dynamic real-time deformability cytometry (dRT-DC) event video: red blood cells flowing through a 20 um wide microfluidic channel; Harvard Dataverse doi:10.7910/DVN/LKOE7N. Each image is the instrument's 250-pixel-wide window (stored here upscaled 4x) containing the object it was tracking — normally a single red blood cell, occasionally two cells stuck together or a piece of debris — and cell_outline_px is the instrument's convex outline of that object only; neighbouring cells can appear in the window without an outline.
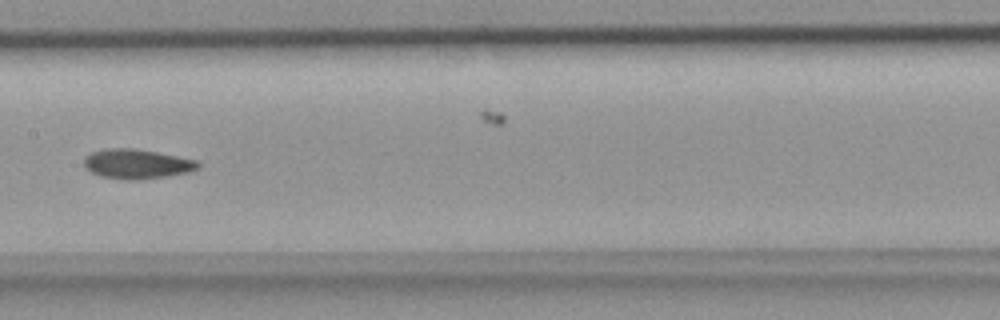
{"species": "common noctule bat (a hibernating species)", "species_latin": "Nyctalus noctula", "temperature_condition": "room temperature", "stored_images_in_passage": 8, "segment_of_instrument_passage": [1, 2], "camera_frame_rate_fps": 3000, "um_per_image_px": 0.085, "animal": {"sex": "female", "body_mass_g": 18.4}, "frame": {"image": 1, "passage_image": 5, "time_ms": 1.333, "image_size_px": [1000, 320], "cell_outline_px": [[200, 168], [188, 172], [168, 176], [132, 180], [124, 180], [100, 176], [84, 168], [84, 156], [92, 152], [104, 148], [132, 148], [156, 152], [196, 160], [200, 164]], "centroid_in_image_um": [11.6, 13.93], "position_along_channel_um": 195.8, "area_um2": 19.71}}
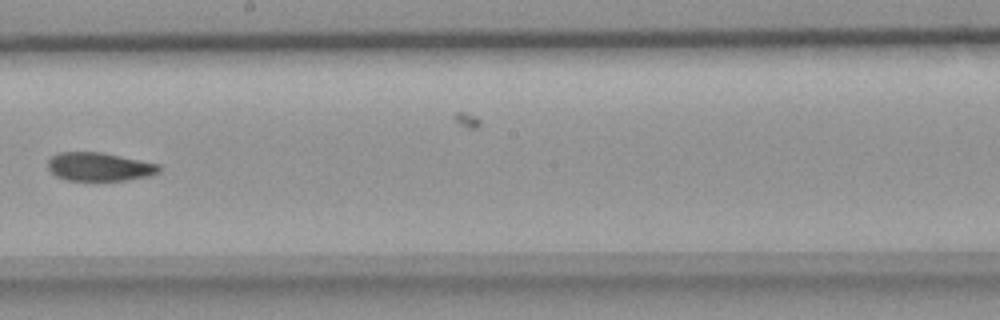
{"frame": {"image": 2, "passage_image": 6, "time_ms": 1.667, "image_size_px": [1000, 320], "cell_outline_px": [[160, 172], [152, 176], [124, 180], [68, 180], [56, 176], [48, 168], [48, 160], [52, 156], [60, 152], [100, 152], [160, 164]], "centroid_in_image_um": [8.47, 14.17], "position_along_channel_um": 239.7, "area_um2": 18.38}}
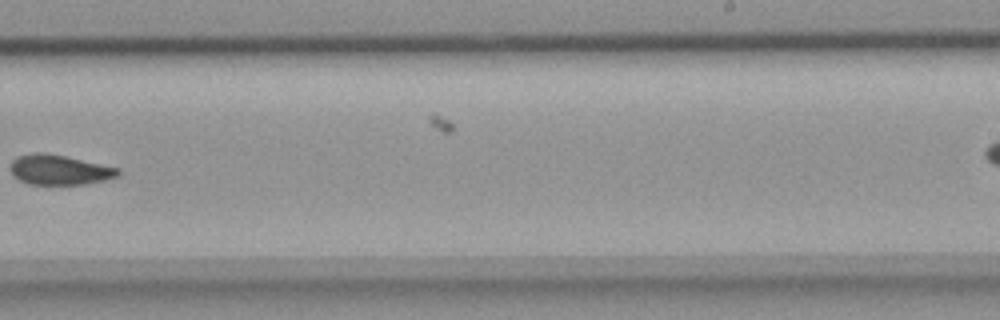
{"frame": {"image": 3, "passage_image": 7, "time_ms": 2.0, "image_size_px": [1000, 320], "cell_outline_px": [[120, 176], [104, 180], [84, 184], [28, 184], [20, 180], [12, 172], [12, 160], [16, 156], [32, 152], [44, 152], [64, 156], [120, 168]], "centroid_in_image_um": [5.07, 14.42], "position_along_channel_um": 283.9, "area_um2": 18.67}}